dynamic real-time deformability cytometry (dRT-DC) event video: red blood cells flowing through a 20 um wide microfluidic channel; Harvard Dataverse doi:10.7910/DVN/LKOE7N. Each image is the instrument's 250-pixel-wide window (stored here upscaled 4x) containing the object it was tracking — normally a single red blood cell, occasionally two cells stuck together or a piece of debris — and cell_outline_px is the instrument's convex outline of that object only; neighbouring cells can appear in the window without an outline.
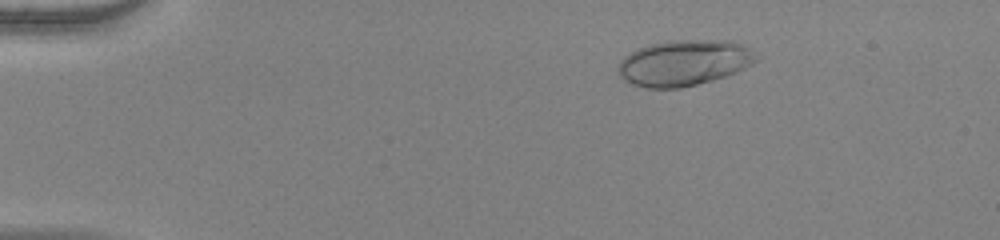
{"species": "human", "species_latin": "Homo sapiens", "temperature_condition": "warm", "stored_images_in_passage": 54, "camera_frame_rate_fps": 3000, "um_per_image_px": 0.085, "donor": {"sex": "female"}, "frame": {"image": 1, "passage_image": 10, "time_ms": 3.0, "image_size_px": [1000, 240], "cell_outline_px": [[760, 60], [728, 76], [680, 88], [648, 88], [632, 84], [624, 80], [620, 76], [616, 68], [620, 60], [624, 56], [636, 48], [648, 44], [668, 40], [732, 40], [752, 48]], "centroid_in_image_um": [58.15, 5.32], "position_along_channel_um": 26.8, "area_um2": 37.45}}
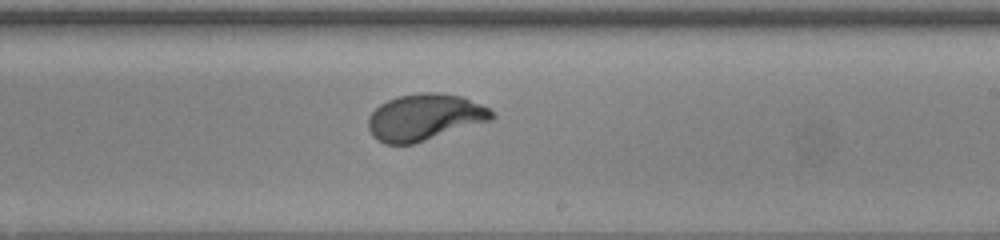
{"frame": {"image": 2, "passage_image": 34, "time_ms": 11.0, "image_size_px": [1000, 240], "cell_outline_px": [[496, 116], [492, 120], [412, 144], [384, 144], [372, 136], [368, 128], [368, 116], [380, 104], [396, 96], [420, 92], [440, 92], [464, 96], [496, 112]], "centroid_in_image_um": [36.1, 9.95], "position_along_channel_um": 252.9, "area_um2": 33.76}}
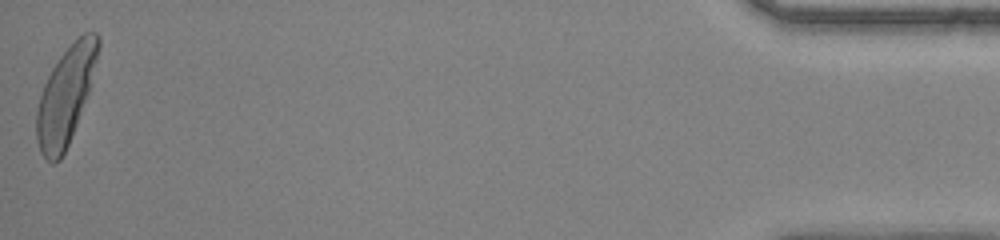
{"frame": {"image": 3, "passage_image": 54, "time_ms": 17.667, "image_size_px": [1000, 240], "cell_outline_px": [[100, 48], [88, 92], [76, 124], [68, 144], [60, 160], [52, 164], [40, 152], [36, 140], [36, 112], [40, 96], [44, 84], [52, 68], [60, 56], [84, 32], [96, 32], [100, 36]], "centroid_in_image_um": [5.57, 8.14], "position_along_channel_um": 429.6, "area_um2": 34.28}, "authors_computed_cell_mechanics": {"area_um2": 33.7263, "velocity_mm_per_s": 3.941, "shape_relaxation_time_tau1_ms": 3.3397, "shape_relaxation_time_tau2_ms": null, "deformation_change_tau1": 0.2067, "deformation_change_tau2": null}}